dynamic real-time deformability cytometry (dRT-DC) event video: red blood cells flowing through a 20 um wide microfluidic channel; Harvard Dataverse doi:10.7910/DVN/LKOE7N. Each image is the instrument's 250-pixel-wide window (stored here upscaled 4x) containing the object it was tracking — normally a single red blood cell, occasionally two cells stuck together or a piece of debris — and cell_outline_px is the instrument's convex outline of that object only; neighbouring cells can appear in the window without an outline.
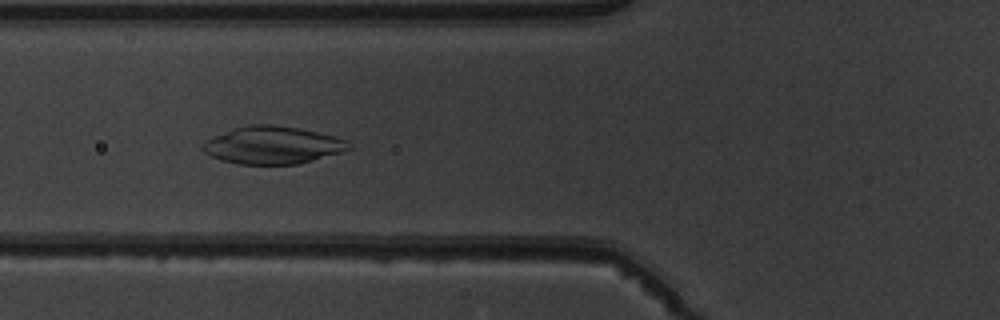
{"species": "common noctule bat (a hibernating species)", "species_latin": "Nyctalus noctula", "temperature_condition": "warm", "stored_images_in_passage": 8, "camera_frame_rate_fps": 3000, "um_per_image_px": 0.085, "animal": {"sex": "male", "body_mass_g": 19.5, "forearm_length_mm": 54.6}, "frame": {"image": 1, "passage_image": 6, "time_ms": 5.667, "image_size_px": [1000, 320], "cell_outline_px": [[352, 148], [344, 152], [296, 164], [240, 164], [220, 160], [204, 152], [200, 148], [200, 144], [216, 136], [236, 128], [252, 124], [272, 124], [300, 128], [348, 140]], "centroid_in_image_um": [23.19, 12.34], "position_along_channel_um": 102.6, "area_um2": 31.73}}
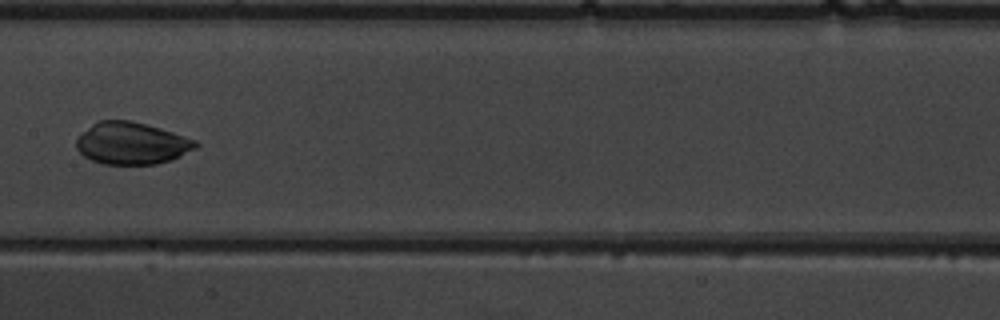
{"frame": {"image": 2, "passage_image": 8, "time_ms": 8.0, "image_size_px": [1000, 320], "cell_outline_px": [[200, 144], [196, 148], [172, 160], [156, 164], [104, 164], [92, 160], [84, 156], [76, 148], [76, 140], [92, 124], [100, 120], [132, 120], [160, 128], [196, 140]], "centroid_in_image_um": [11.21, 12.18], "position_along_channel_um": 196.2, "area_um2": 29.13}}